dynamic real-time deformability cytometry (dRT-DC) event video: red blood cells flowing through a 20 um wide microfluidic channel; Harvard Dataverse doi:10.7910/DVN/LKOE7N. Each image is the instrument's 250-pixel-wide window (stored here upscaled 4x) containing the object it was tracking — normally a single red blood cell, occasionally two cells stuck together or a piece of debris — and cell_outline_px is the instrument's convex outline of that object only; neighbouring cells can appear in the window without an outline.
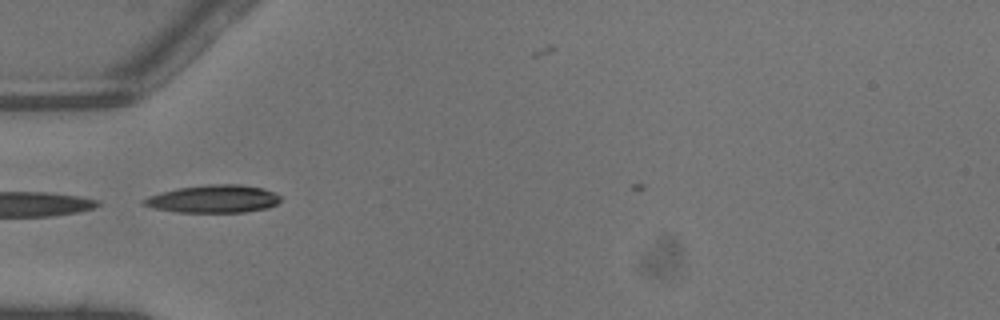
{"species": "common noctule bat (a hibernating species)", "species_latin": "Nyctalus noctula", "temperature_condition": "warm", "stored_images_in_passage": 4, "camera_frame_rate_fps": 3000, "um_per_image_px": 0.085, "animal": {"sex": "male", "body_mass_g": 13.3}, "frame": {"image": 1, "passage_image": 2, "time_ms": 0.333, "image_size_px": [1000, 320], "cell_outline_px": [[280, 200], [276, 204], [268, 208], [244, 212], [176, 212], [156, 208], [140, 204], [140, 200], [148, 196], [176, 188], [208, 184], [240, 184], [264, 188], [280, 196]], "centroid_in_image_um": [18.12, 16.9], "position_along_channel_um": 66.9, "area_um2": 22.2}}